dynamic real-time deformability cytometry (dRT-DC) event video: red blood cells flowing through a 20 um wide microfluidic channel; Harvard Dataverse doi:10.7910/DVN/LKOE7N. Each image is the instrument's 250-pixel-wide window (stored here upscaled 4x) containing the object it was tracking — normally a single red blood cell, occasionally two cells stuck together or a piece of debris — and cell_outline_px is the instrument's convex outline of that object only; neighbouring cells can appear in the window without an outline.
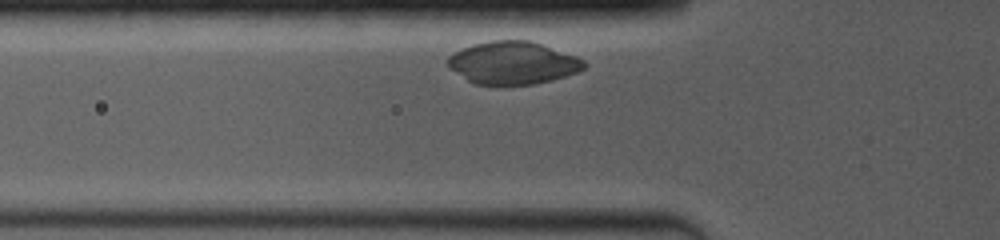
{"species": "common noctule bat (a hibernating species)", "species_latin": "Nyctalus noctula", "temperature_condition": "room temperature", "stored_images_in_passage": 7, "camera_frame_rate_fps": 4000, "um_per_image_px": 0.085, "animal": {"sex": "female", "body_mass_g": 19.0, "forearm_length_mm": 53.3}, "frame": {"image": 1, "passage_image": 2, "time_ms": 0.5, "image_size_px": [1000, 240], "cell_outline_px": [[588, 64], [584, 68], [576, 72], [552, 80], [536, 84], [476, 84], [468, 80], [448, 68], [444, 64], [444, 60], [452, 52], [472, 44], [492, 40], [528, 40], [576, 56], [584, 60]], "centroid_in_image_um": [43.53, 5.33], "position_along_channel_um": 82.3, "area_um2": 33.93}}
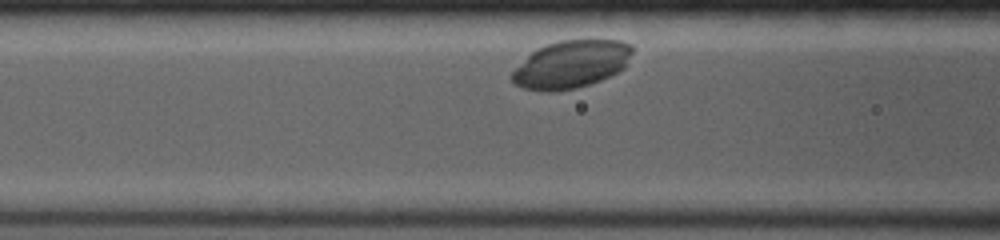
{"frame": {"image": 2, "passage_image": 5, "time_ms": 1.5, "image_size_px": [1000, 240], "cell_outline_px": [[632, 52], [624, 68], [600, 80], [576, 88], [552, 92], [544, 92], [524, 88], [516, 84], [508, 76], [536, 48], [560, 40], [620, 40], [632, 44]], "centroid_in_image_um": [48.54, 5.47], "position_along_channel_um": 118.1, "area_um2": 33.23}}